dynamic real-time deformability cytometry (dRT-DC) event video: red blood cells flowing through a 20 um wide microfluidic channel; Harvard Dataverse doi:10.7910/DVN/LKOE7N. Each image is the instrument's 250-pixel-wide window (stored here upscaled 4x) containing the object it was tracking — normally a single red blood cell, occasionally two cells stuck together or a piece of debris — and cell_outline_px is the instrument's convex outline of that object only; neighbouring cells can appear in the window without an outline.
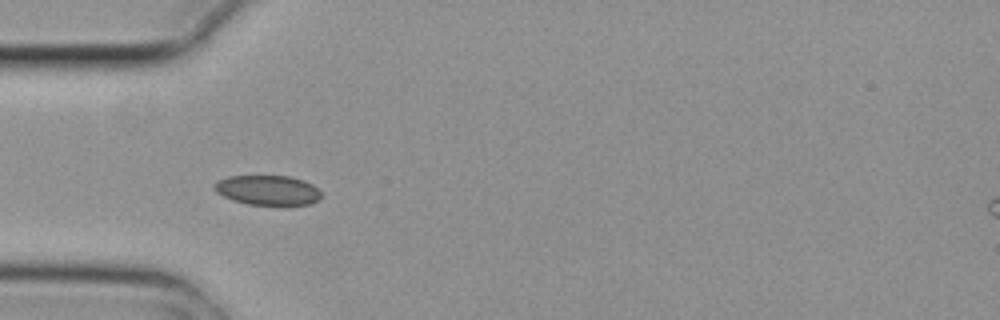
{"species": "common noctule bat (a hibernating species)", "species_latin": "Nyctalus noctula", "temperature_condition": "cold", "stored_images_in_passage": 5, "camera_frame_rate_fps": 3000, "um_per_image_px": 0.085, "animal": {"sex": "female", "body_mass_g": 29.2, "forearm_length_mm": 56.3}, "frame": {"image": 1, "passage_image": 4, "time_ms": 1.0, "image_size_px": [1000, 320], "cell_outline_px": [[320, 200], [312, 204], [248, 204], [232, 200], [216, 192], [216, 184], [220, 180], [228, 176], [288, 176], [304, 180], [312, 184], [320, 192]], "centroid_in_image_um": [22.79, 16.16], "position_along_channel_um": 62.2, "area_um2": 18.21}}
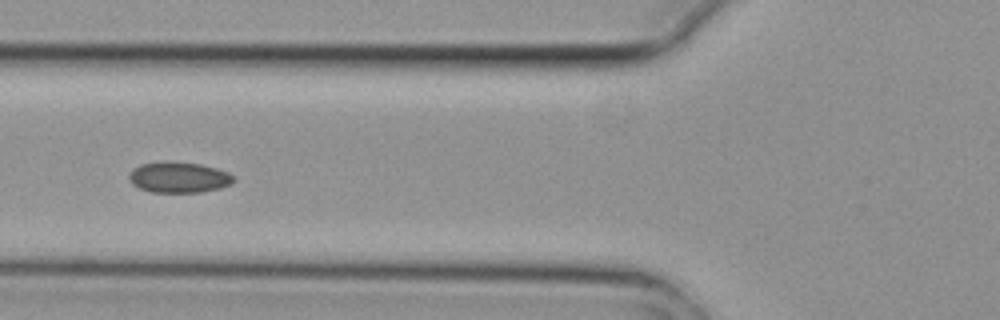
{"frame": {"image": 2, "passage_image": 5, "time_ms": 1.333, "image_size_px": [1000, 320], "cell_outline_px": [[236, 180], [232, 184], [220, 188], [200, 192], [152, 192], [140, 188], [132, 184], [128, 180], [128, 176], [132, 168], [140, 164], [200, 164], [216, 168], [228, 172], [236, 176]], "centroid_in_image_um": [15.24, 15.12], "position_along_channel_um": 110.6, "area_um2": 18.26}}